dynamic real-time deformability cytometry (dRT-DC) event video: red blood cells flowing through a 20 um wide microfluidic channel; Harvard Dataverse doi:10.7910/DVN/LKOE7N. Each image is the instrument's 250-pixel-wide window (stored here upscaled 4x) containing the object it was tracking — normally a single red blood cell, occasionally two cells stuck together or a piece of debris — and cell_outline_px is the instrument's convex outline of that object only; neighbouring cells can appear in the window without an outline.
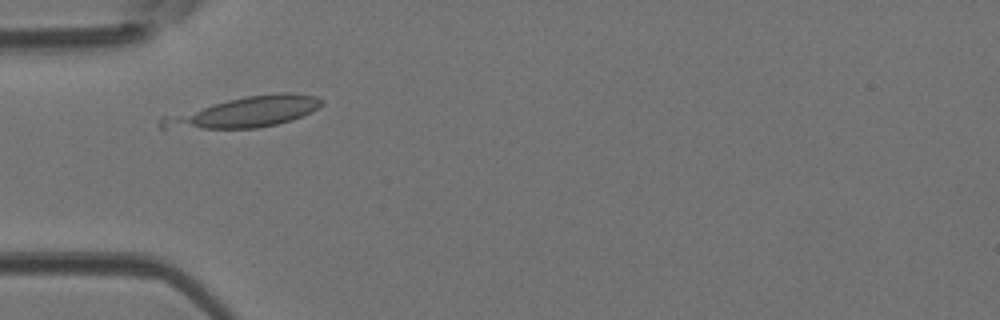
{"species": "Egyptian fruit bat (a non-hibernating species)", "species_latin": "Rousettus aegyptiacus", "temperature_condition": "room temperature", "stored_images_in_passage": 39, "camera_frame_rate_fps": 3000, "um_per_image_px": 0.085, "animal": {"sex": "female"}, "frame": {"image": 1, "passage_image": 6, "time_ms": 1.667, "image_size_px": [1000, 320], "cell_outline_px": [[324, 104], [312, 112], [292, 120], [276, 124], [256, 128], [160, 128], [156, 124], [160, 116], [228, 100], [248, 96], [280, 92], [292, 92], [316, 96], [324, 100]], "centroid_in_image_um": [20.8, 9.52], "position_along_channel_um": 64.2, "area_um2": 28.5}}
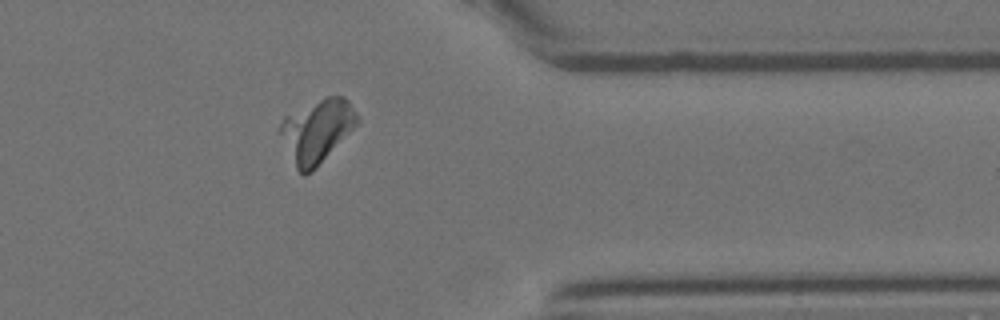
{"frame": {"image": 2, "passage_image": 30, "time_ms": 9.667, "image_size_px": [1000, 320], "cell_outline_px": [[360, 120], [316, 168], [312, 172], [304, 176], [296, 168], [276, 132], [284, 116], [328, 96], [344, 96], [348, 100], [360, 116]], "centroid_in_image_um": [26.91, 11.13], "position_along_channel_um": 384.5, "area_um2": 28.21}}
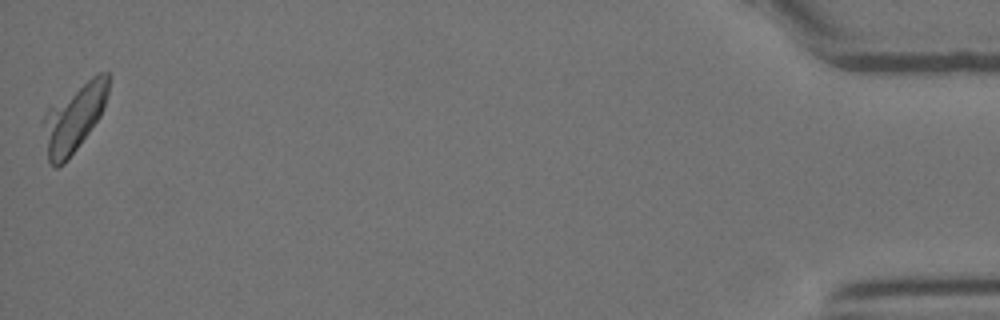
{"frame": {"image": 3, "passage_image": 39, "time_ms": 12.667, "image_size_px": [1000, 320], "cell_outline_px": [[112, 76], [104, 108], [100, 116], [64, 164], [56, 168], [48, 164], [40, 120], [48, 108], [96, 72], [108, 72]], "centroid_in_image_um": [6.27, 10.0], "position_along_channel_um": 428.9, "area_um2": 26.18}}